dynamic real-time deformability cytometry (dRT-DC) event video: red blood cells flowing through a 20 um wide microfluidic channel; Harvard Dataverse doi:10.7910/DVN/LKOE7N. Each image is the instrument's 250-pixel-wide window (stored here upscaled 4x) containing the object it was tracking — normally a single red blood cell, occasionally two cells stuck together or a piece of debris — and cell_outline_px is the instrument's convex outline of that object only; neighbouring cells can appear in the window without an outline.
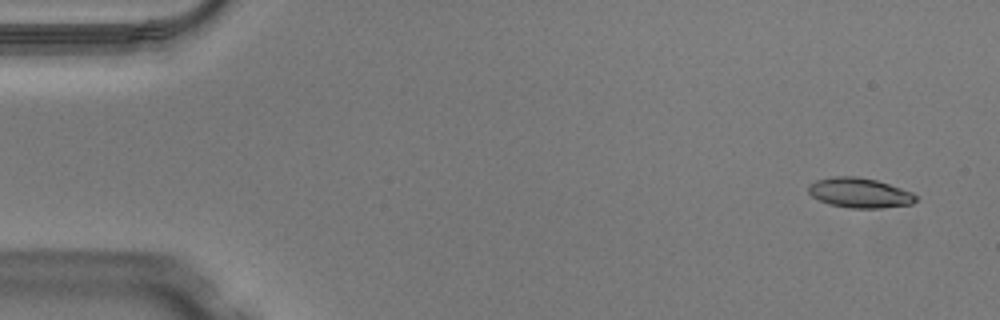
{"species": "Egyptian fruit bat (a non-hibernating species)", "species_latin": "Rousettus aegyptiacus", "temperature_condition": "warm", "stored_images_in_passage": 49, "camera_frame_rate_fps": 3000, "um_per_image_px": 0.085, "animal": {"sex": "male"}, "frame": {"image": 1, "passage_image": 3, "time_ms": 0.667, "image_size_px": [1000, 320], "cell_outline_px": [[916, 200], [912, 204], [880, 208], [848, 208], [828, 204], [812, 196], [808, 192], [808, 184], [816, 180], [832, 176], [856, 176], [876, 180], [912, 192], [916, 196]], "centroid_in_image_um": [73.03, 16.39], "position_along_channel_um": 12.0, "area_um2": 18.73}}
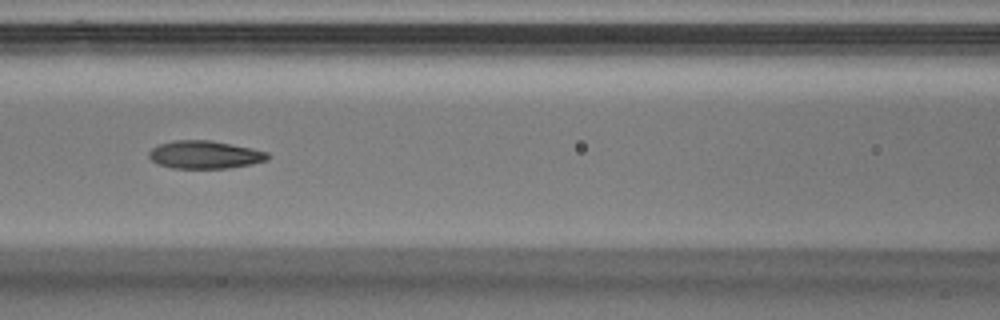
{"frame": {"image": 2, "passage_image": 22, "time_ms": 7.0, "image_size_px": [1000, 320], "cell_outline_px": [[268, 160], [252, 164], [228, 168], [172, 168], [160, 164], [152, 160], [148, 156], [148, 152], [152, 148], [160, 144], [172, 140], [212, 140], [252, 148], [268, 152]], "centroid_in_image_um": [17.42, 13.14], "position_along_channel_um": 149.2, "area_um2": 19.31}}
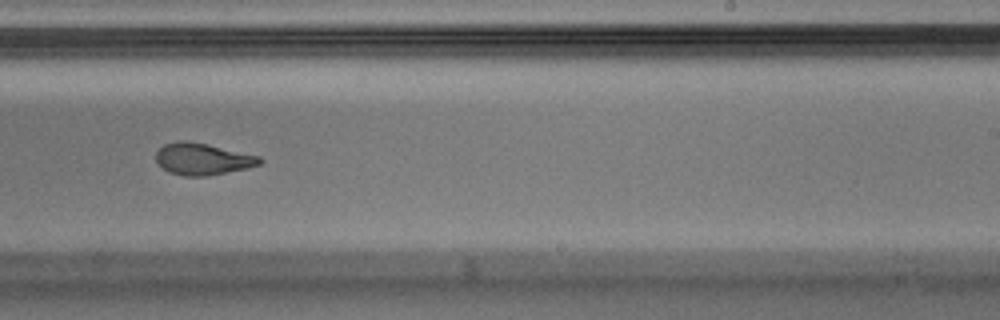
{"frame": {"image": 3, "passage_image": 31, "time_ms": 10.0, "image_size_px": [1000, 320], "cell_outline_px": [[264, 160], [260, 164], [248, 168], [208, 176], [184, 176], [168, 172], [156, 160], [156, 152], [164, 144], [180, 140], [184, 140], [208, 144], [260, 156]], "centroid_in_image_um": [17.24, 13.51], "position_along_channel_um": 271.8, "area_um2": 19.25}, "authors_computed_cell_mechanics": {"area_um2": 19.4208, "velocity_mm_per_s": 4.0915, "shape_relaxation_time_tau1_ms": 3.4098, "shape_relaxation_time_tau2_ms": 1.9358, "deformation_change_tau1": 0.1772, "deformation_change_tau2": 0.0957}}